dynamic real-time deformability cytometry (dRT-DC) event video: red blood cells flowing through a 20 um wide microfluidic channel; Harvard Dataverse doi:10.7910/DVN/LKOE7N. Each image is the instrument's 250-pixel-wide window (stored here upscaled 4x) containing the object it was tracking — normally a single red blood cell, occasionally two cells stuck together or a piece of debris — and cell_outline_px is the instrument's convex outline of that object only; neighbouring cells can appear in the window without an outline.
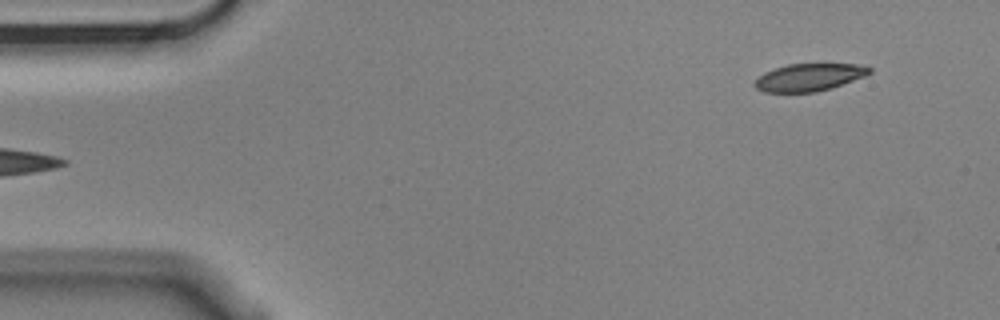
{"species": "Egyptian fruit bat (a non-hibernating species)", "species_latin": "Rousettus aegyptiacus", "temperature_condition": "cold", "stored_images_in_passage": 4, "segment_of_instrument_passage": [2, 2], "camera_frame_rate_fps": 3000, "um_per_image_px": 0.085, "animal": {"sex": "male"}, "frame": {"image": 1, "passage_image": 4, "time_ms": 1.0, "image_size_px": [1000, 320], "cell_outline_px": [[872, 72], [864, 76], [832, 88], [816, 92], [764, 92], [756, 88], [752, 84], [764, 72], [788, 64], [856, 64], [872, 68]], "centroid_in_image_um": [68.77, 6.57], "position_along_channel_um": 16.2, "area_um2": 18.26}}